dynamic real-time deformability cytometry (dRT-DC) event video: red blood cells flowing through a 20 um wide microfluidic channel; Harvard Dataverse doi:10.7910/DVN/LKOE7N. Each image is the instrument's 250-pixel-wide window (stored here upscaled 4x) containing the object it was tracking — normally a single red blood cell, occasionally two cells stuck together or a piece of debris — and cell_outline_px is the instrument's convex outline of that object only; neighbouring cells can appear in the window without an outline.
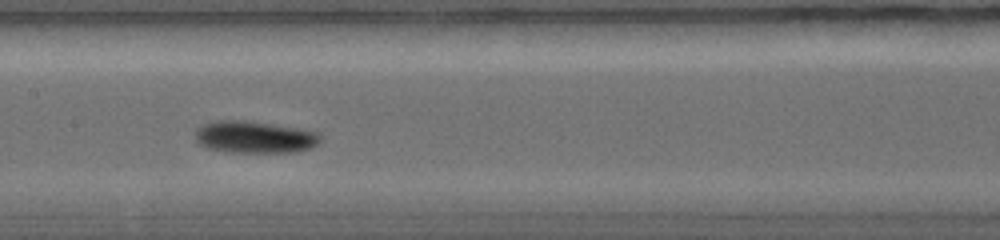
{"species": "common noctule bat (a hibernating species)", "species_latin": "Nyctalus noctula", "temperature_condition": "warm", "stored_images_in_passage": 10, "camera_frame_rate_fps": 5000, "um_per_image_px": 0.085, "animal": {"sex": "female", "body_mass_g": 19.0, "forearm_length_mm": 56.7}, "frame": {"image": 1, "passage_image": 9, "time_ms": 5.0, "image_size_px": [1000, 240], "cell_outline_px": [[320, 140], [312, 148], [296, 152], [228, 152], [208, 148], [200, 144], [196, 140], [196, 128], [200, 124], [212, 120], [244, 120], [296, 128], [316, 132], [320, 136]], "centroid_in_image_um": [21.58, 11.65], "position_along_channel_um": 185.8, "area_um2": 23.35}}